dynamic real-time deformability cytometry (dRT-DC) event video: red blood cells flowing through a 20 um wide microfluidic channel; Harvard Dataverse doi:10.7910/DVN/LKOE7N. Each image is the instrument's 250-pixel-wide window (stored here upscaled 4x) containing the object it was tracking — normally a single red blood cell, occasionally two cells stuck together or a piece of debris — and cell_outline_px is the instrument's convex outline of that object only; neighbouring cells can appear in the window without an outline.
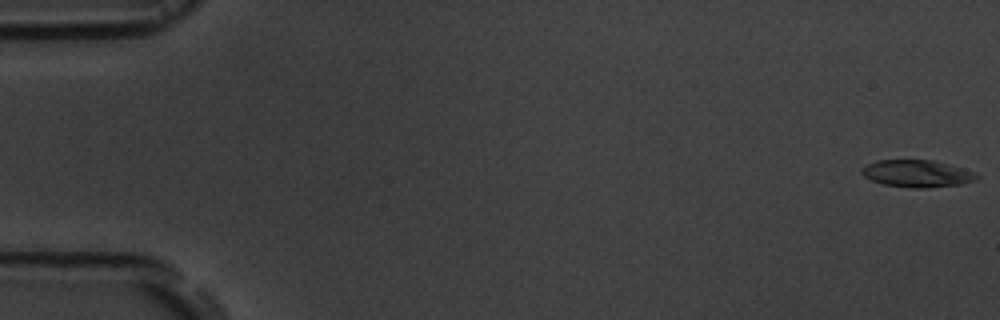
{"species": "common noctule bat (a hibernating species)", "species_latin": "Nyctalus noctula", "temperature_condition": "room temperature", "stored_images_in_passage": 57, "camera_frame_rate_fps": 3000, "um_per_image_px": 0.085, "animal": {"sex": "male", "body_mass_g": 19.5, "forearm_length_mm": 54.6}, "frame": {"image": 1, "passage_image": 1, "time_ms": 0.0, "image_size_px": [1000, 320], "cell_outline_px": [[980, 176], [976, 180], [960, 184], [924, 188], [908, 188], [884, 184], [872, 180], [864, 176], [860, 172], [868, 164], [876, 160], [932, 160], [960, 168], [972, 172]], "centroid_in_image_um": [77.92, 14.76], "position_along_channel_um": 7.1, "area_um2": 17.86}}
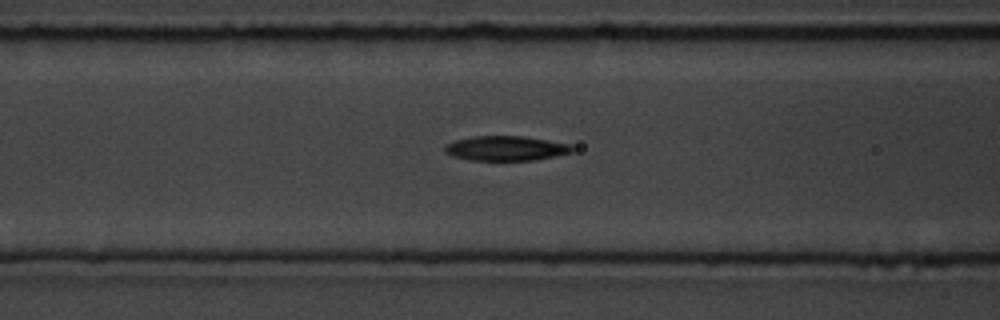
{"frame": {"image": 2, "passage_image": 23, "time_ms": 7.333, "image_size_px": [1000, 320], "cell_outline_px": [[576, 148], [572, 152], [532, 160], [472, 160], [452, 156], [444, 152], [444, 144], [456, 140], [472, 136], [520, 136], [548, 140], [572, 144]], "centroid_in_image_um": [42.98, 12.6], "position_along_channel_um": 123.6, "area_um2": 18.32}}
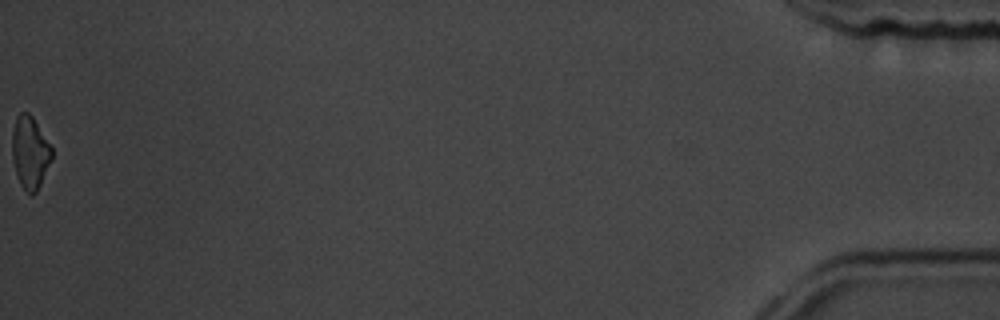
{"frame": {"image": 3, "passage_image": 57, "time_ms": 18.667, "image_size_px": [1000, 320], "cell_outline_px": [[52, 156], [40, 184], [36, 192], [32, 196], [20, 184], [16, 176], [12, 156], [12, 132], [16, 116], [20, 112], [28, 112], [32, 116], [52, 148]], "centroid_in_image_um": [2.52, 12.94], "position_along_channel_um": 432.7, "area_um2": 16.53}, "authors_computed_cell_mechanics": {"area_um2": 18.3226, "velocity_mm_per_s": 3.6273, "shape_relaxation_time_tau1_ms": 3.9858, "shape_relaxation_time_tau2_ms": 4.0836, "deformation_change_tau1": 0.153, "deformation_change_tau2": 0.0994}}